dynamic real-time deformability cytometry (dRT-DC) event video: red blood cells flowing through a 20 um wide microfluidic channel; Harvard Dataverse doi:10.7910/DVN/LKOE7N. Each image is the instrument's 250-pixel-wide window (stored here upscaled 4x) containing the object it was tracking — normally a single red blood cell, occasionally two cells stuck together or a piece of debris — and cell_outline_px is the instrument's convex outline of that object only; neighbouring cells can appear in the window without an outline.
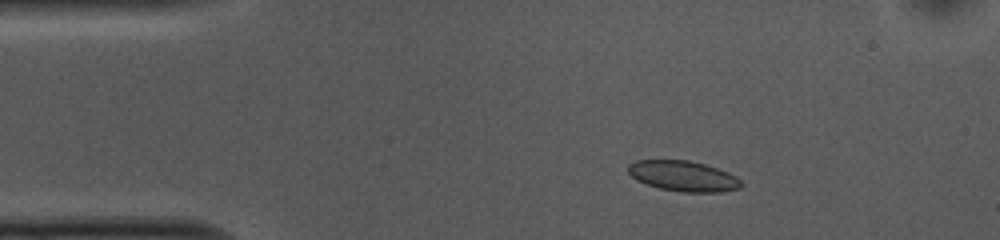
{"species": "common noctule bat (a hibernating species)", "species_latin": "Nyctalus noctula", "temperature_condition": "cold", "stored_images_in_passage": 45, "camera_frame_rate_fps": 3000, "um_per_image_px": 0.085, "animal": {"sex": "female", "body_mass_g": 10.0, "forearm_length_mm": 53.1}, "frame": {"image": 1, "passage_image": 1, "time_ms": 0.0, "image_size_px": [1000, 240], "cell_outline_px": [[744, 184], [740, 188], [720, 192], [684, 192], [660, 188], [636, 180], [628, 172], [628, 164], [636, 160], [688, 160], [704, 164], [728, 172], [736, 176]], "centroid_in_image_um": [58.09, 14.96], "position_along_channel_um": 26.9, "area_um2": 20.0}}
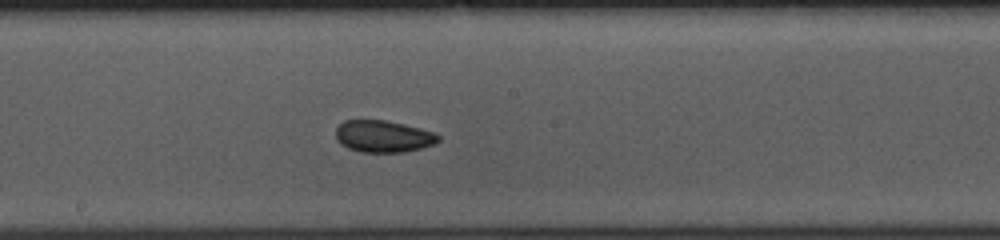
{"frame": {"image": 2, "passage_image": 20, "time_ms": 6.333, "image_size_px": [1000, 240], "cell_outline_px": [[440, 140], [436, 144], [404, 152], [360, 152], [348, 148], [340, 144], [336, 140], [336, 128], [344, 120], [384, 120], [404, 124], [436, 132], [440, 136]], "centroid_in_image_um": [32.59, 11.59], "position_along_channel_um": 215.6, "area_um2": 19.25}}
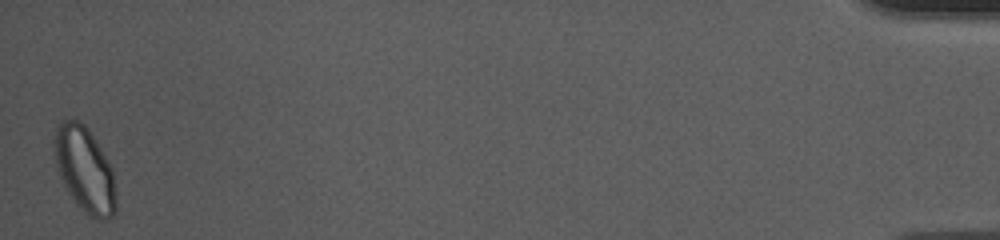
{"frame": {"image": 3, "passage_image": 45, "time_ms": 14.667, "image_size_px": [1000, 240], "cell_outline_px": [[116, 212], [108, 220], [100, 220], [92, 216], [76, 204], [68, 192], [60, 176], [56, 164], [52, 144], [56, 128], [64, 120], [80, 120], [84, 124], [100, 148], [112, 168], [116, 196]], "centroid_in_image_um": [7.2, 14.42], "position_along_channel_um": 428.0, "area_um2": 30.35}, "authors_computed_cell_mechanics": {"area_um2": 19.8254, "velocity_mm_per_s": 3.7157, "shape_relaxation_time_tau1_ms": 4.8986, "shape_relaxation_time_tau2_ms": 3.1335, "deformation_change_tau1": 0.0805, "deformation_change_tau2": 0.0591}}